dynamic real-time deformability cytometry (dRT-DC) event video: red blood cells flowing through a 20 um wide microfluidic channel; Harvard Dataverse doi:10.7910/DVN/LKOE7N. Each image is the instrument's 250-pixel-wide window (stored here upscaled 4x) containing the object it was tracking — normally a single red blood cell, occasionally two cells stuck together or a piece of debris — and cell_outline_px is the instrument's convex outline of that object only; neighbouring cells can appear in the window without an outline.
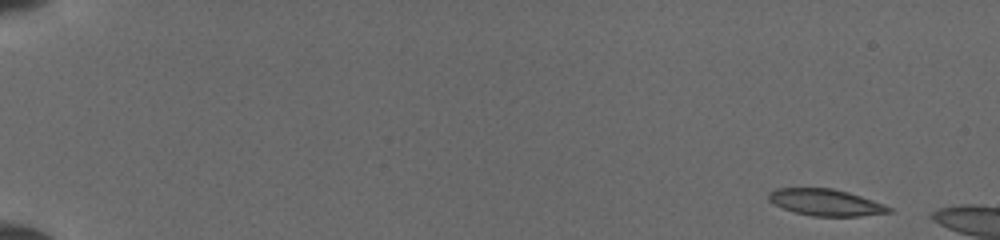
{"species": "common noctule bat (a hibernating species)", "species_latin": "Nyctalus noctula", "temperature_condition": "cold", "stored_images_in_passage": 6, "camera_frame_rate_fps": 3000, "um_per_image_px": 0.085, "animal": {"sex": "female", "body_mass_g": 19.5, "forearm_length_mm": 54.1}, "frame": {"image": 1, "passage_image": 1, "time_ms": 0.0, "image_size_px": [1000, 240], "cell_outline_px": [[892, 212], [860, 216], [812, 216], [796, 212], [784, 208], [768, 200], [768, 192], [776, 188], [832, 188], [848, 192], [872, 200], [892, 208]], "centroid_in_image_um": [70.17, 17.2], "position_along_channel_um": 14.8, "area_um2": 18.44}}